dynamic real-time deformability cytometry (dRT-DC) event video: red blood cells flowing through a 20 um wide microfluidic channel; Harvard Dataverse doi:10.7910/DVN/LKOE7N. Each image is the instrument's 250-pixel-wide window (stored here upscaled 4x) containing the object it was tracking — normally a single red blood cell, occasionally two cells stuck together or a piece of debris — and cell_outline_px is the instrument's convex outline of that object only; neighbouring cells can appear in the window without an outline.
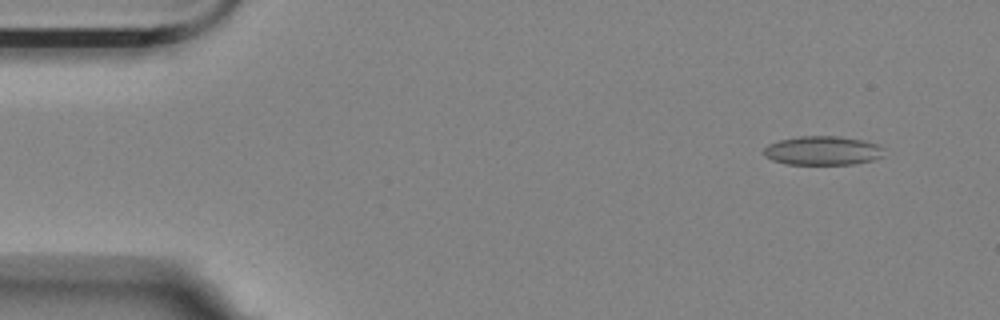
{"species": "Egyptian fruit bat (a non-hibernating species)", "species_latin": "Rousettus aegyptiacus", "temperature_condition": "room temperature", "stored_images_in_passage": 4, "camera_frame_rate_fps": 3000, "um_per_image_px": 0.085, "animal": {"sex": "female"}, "frame": {"image": 1, "passage_image": 1, "time_ms": 0.0, "image_size_px": [1000, 320], "cell_outline_px": [[884, 156], [872, 160], [856, 164], [788, 164], [772, 160], [764, 156], [764, 148], [768, 144], [780, 140], [800, 136], [840, 136], [860, 140], [876, 144], [884, 148]], "centroid_in_image_um": [69.93, 12.8], "position_along_channel_um": 15.1, "area_um2": 20.29}}
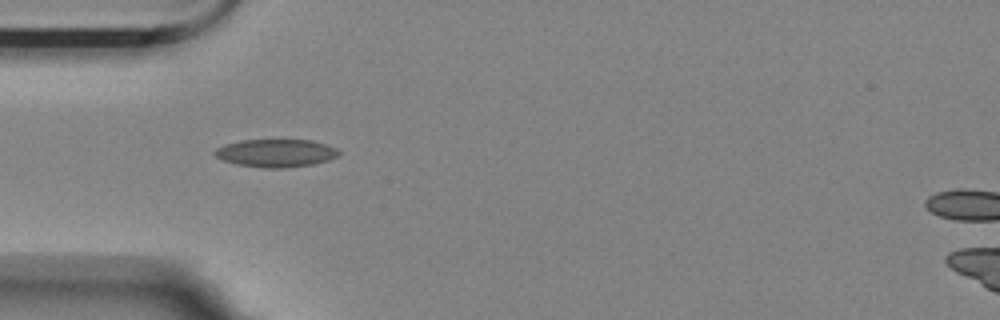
{"frame": {"image": 2, "passage_image": 4, "time_ms": 1.0, "image_size_px": [1000, 320], "cell_outline_px": [[340, 156], [328, 160], [312, 164], [280, 168], [264, 168], [236, 164], [224, 160], [216, 156], [212, 152], [216, 148], [224, 144], [240, 140], [312, 140], [336, 148], [340, 152]], "centroid_in_image_um": [23.44, 13.0], "position_along_channel_um": 61.6, "area_um2": 20.11}}